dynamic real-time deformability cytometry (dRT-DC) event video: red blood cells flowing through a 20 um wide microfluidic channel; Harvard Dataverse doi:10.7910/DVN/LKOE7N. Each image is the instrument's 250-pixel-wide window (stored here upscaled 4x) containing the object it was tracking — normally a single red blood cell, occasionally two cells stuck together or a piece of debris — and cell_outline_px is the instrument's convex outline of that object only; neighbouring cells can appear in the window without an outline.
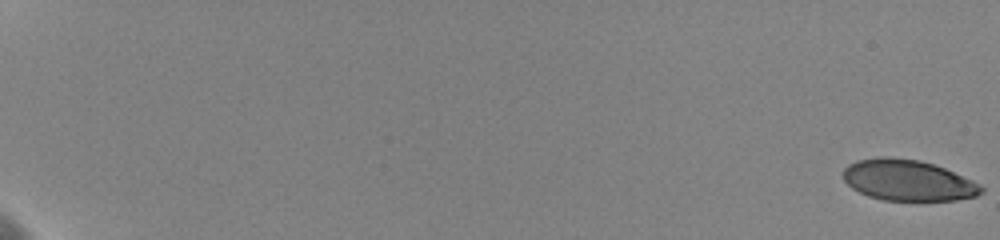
{"species": "human", "species_latin": "Homo sapiens", "temperature_condition": "cold", "stored_images_in_passage": 22, "camera_frame_rate_fps": 3000, "um_per_image_px": 0.085, "donor": {"sex": "female"}, "frame": {"image": 1, "passage_image": 1, "time_ms": 0.0, "image_size_px": [1000, 240], "cell_outline_px": [[984, 192], [976, 196], [956, 200], [884, 200], [868, 196], [852, 188], [844, 180], [844, 168], [848, 164], [856, 160], [876, 156], [892, 156], [920, 160], [944, 168], [972, 180], [980, 184], [984, 188]], "centroid_in_image_um": [77.16, 15.31], "position_along_channel_um": 7.8, "area_um2": 33.06}}
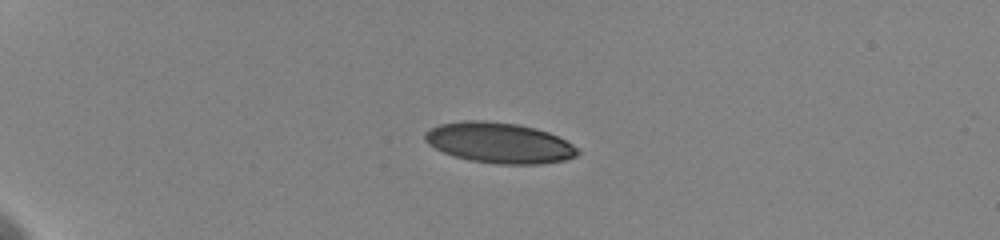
{"frame": {"image": 2, "passage_image": 12, "time_ms": 5.667, "image_size_px": [1000, 240], "cell_outline_px": [[580, 152], [576, 156], [564, 160], [540, 164], [496, 164], [468, 160], [444, 152], [428, 144], [424, 140], [424, 132], [440, 124], [468, 120], [484, 120], [516, 124], [536, 128], [548, 132], [572, 144]], "centroid_in_image_um": [42.42, 12.14], "position_along_channel_um": 42.6, "area_um2": 35.89}}